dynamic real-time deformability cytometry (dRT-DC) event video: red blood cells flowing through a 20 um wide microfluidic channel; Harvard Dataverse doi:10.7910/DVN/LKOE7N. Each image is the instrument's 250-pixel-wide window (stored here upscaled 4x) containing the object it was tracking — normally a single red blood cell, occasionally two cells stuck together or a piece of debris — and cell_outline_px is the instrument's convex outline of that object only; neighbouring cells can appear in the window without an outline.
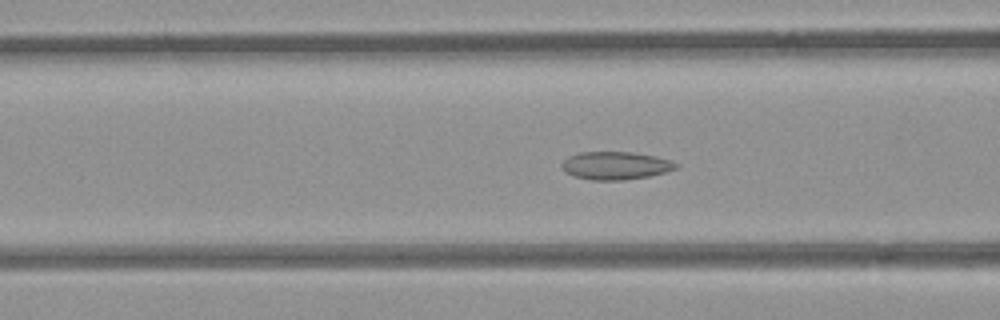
{"species": "common noctule bat (a hibernating species)", "species_latin": "Nyctalus noctula", "temperature_condition": "room temperature", "stored_images_in_passage": 41, "camera_frame_rate_fps": 3000, "um_per_image_px": 0.085, "animal": {"sex": "female", "body_mass_g": 21.9}, "frame": {"image": 1, "passage_image": 14, "time_ms": 4.333, "image_size_px": [1000, 320], "cell_outline_px": [[680, 168], [648, 176], [624, 180], [592, 180], [572, 176], [564, 172], [560, 164], [568, 156], [580, 152], [632, 152], [672, 160], [680, 164]], "centroid_in_image_um": [52.31, 14.08], "position_along_channel_um": 114.3, "area_um2": 18.73}}
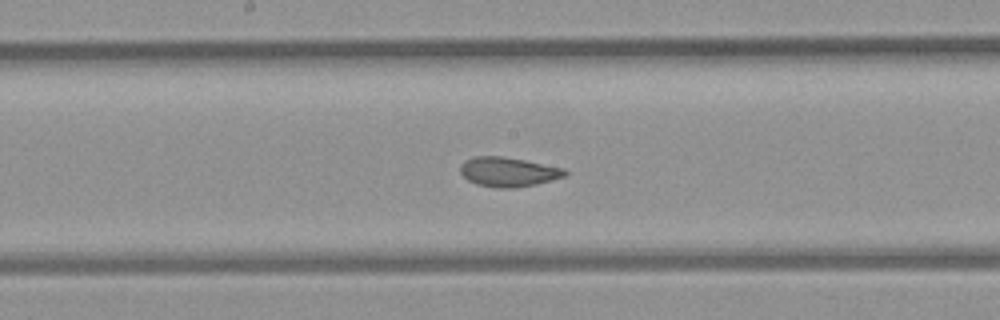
{"frame": {"image": 2, "passage_image": 21, "time_ms": 6.667, "image_size_px": [1000, 320], "cell_outline_px": [[568, 172], [564, 176], [552, 180], [536, 184], [516, 188], [496, 188], [476, 184], [468, 180], [460, 172], [460, 164], [464, 160], [472, 156], [500, 156], [524, 160], [564, 168]], "centroid_in_image_um": [43.17, 14.61], "position_along_channel_um": 205.0, "area_um2": 18.03}}
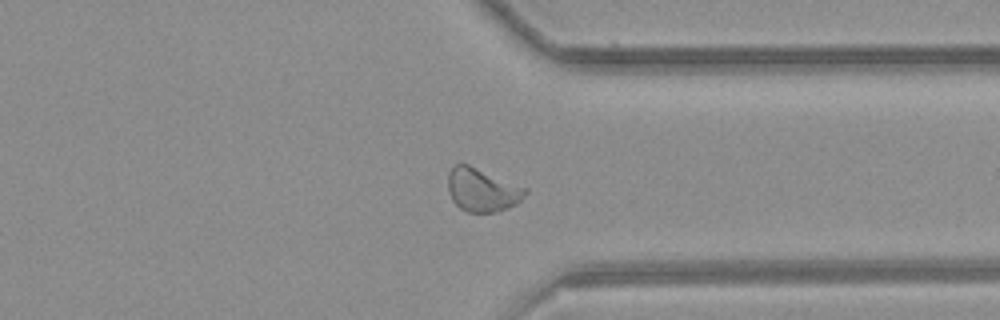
{"frame": {"image": 3, "passage_image": 34, "time_ms": 11.0, "image_size_px": [1000, 320], "cell_outline_px": [[528, 192], [516, 204], [508, 208], [496, 212], [468, 212], [460, 208], [452, 200], [448, 192], [448, 172], [452, 164], [468, 164], [528, 188]], "centroid_in_image_um": [40.97, 16.13], "position_along_channel_um": 370.4, "area_um2": 19.65}, "authors_computed_cell_mechanics": {"area_um2": 18.7272, "velocity_mm_per_s": 3.8667, "shape_relaxation_time_tau1_ms": 7.9386, "shape_relaxation_time_tau2_ms": 0.9362, "deformation_change_tau1": 0.1413, "deformation_change_tau2": 0.0518}}